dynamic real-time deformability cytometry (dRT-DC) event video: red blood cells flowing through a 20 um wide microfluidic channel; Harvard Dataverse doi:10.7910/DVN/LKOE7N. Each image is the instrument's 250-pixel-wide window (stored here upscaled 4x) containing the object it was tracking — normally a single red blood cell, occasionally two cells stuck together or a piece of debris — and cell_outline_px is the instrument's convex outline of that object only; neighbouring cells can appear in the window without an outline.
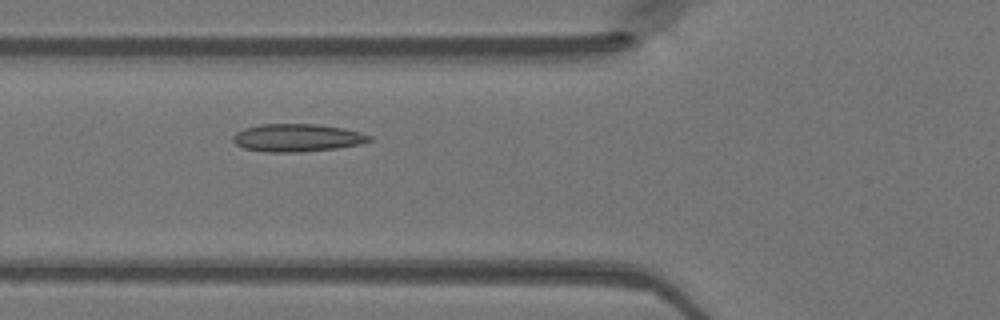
{"species": "Egyptian fruit bat (a non-hibernating species)", "species_latin": "Rousettus aegyptiacus", "temperature_condition": "warm", "stored_images_in_passage": 40, "camera_frame_rate_fps": 3000, "um_per_image_px": 0.085, "animal": {"sex": "female"}, "frame": {"image": 1, "passage_image": 9, "time_ms": 2.667, "image_size_px": [1000, 320], "cell_outline_px": [[372, 140], [360, 144], [336, 148], [300, 152], [264, 152], [244, 148], [236, 144], [232, 140], [232, 136], [236, 132], [244, 128], [260, 124], [316, 124], [344, 128], [360, 132], [372, 136]], "centroid_in_image_um": [25.24, 11.71], "position_along_channel_um": 100.6, "area_um2": 22.14}}
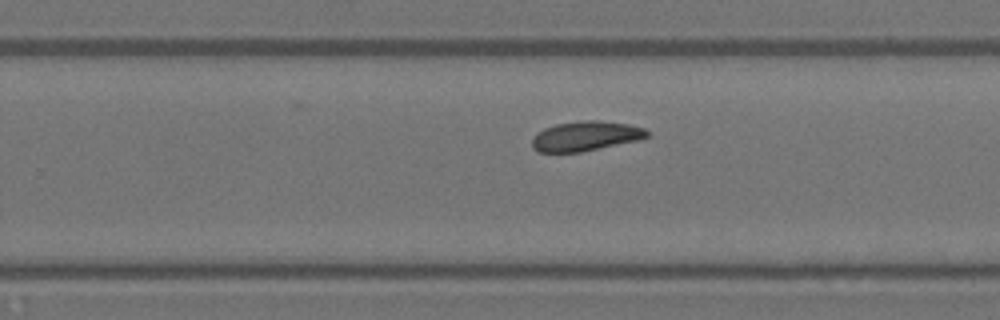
{"frame": {"image": 2, "passage_image": 22, "time_ms": 7.0, "image_size_px": [1000, 320], "cell_outline_px": [[648, 136], [636, 140], [580, 152], [536, 152], [532, 148], [532, 140], [536, 132], [544, 128], [556, 124], [588, 120], [600, 120], [628, 124], [644, 128], [648, 132]], "centroid_in_image_um": [49.72, 11.56], "position_along_channel_um": 280.1, "area_um2": 19.71}}
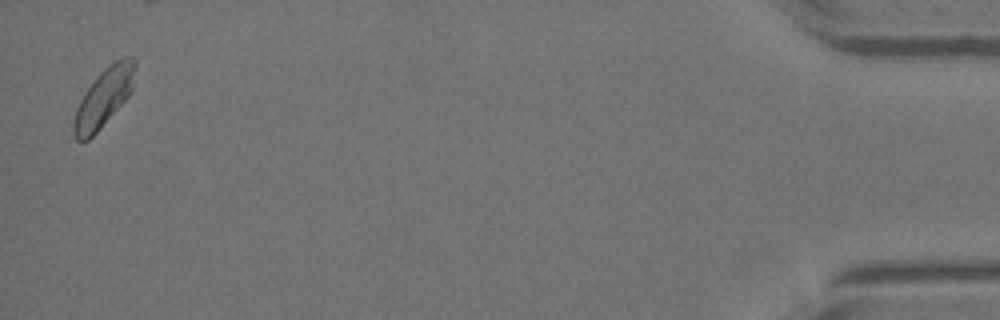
{"frame": {"image": 3, "passage_image": 39, "time_ms": 12.667, "image_size_px": [1000, 320], "cell_outline_px": [[136, 64], [132, 92], [100, 128], [88, 140], [76, 140], [72, 132], [72, 124], [76, 108], [84, 92], [100, 72], [104, 68], [116, 60], [124, 56], [132, 56], [136, 60]], "centroid_in_image_um": [8.82, 8.27], "position_along_channel_um": 426.4, "area_um2": 20.92}}